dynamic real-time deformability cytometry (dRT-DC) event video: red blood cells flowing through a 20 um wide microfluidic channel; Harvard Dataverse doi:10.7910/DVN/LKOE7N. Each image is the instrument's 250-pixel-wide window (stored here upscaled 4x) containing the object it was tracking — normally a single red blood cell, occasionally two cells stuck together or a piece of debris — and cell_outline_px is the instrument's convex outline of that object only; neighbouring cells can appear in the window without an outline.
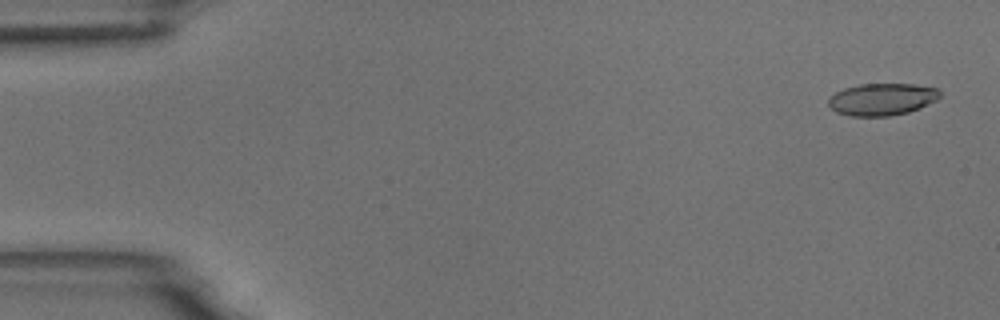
{"species": "common noctule bat (a hibernating species)", "species_latin": "Nyctalus noctula", "temperature_condition": "room temperature", "stored_images_in_passage": 5, "camera_frame_rate_fps": 3000, "um_per_image_px": 0.085, "animal": {"sex": "male", "body_mass_g": 18.8}, "frame": {"image": 1, "passage_image": 1, "time_ms": 0.0, "image_size_px": [1000, 320], "cell_outline_px": [[940, 96], [936, 100], [920, 108], [908, 112], [888, 116], [852, 116], [836, 112], [828, 104], [828, 100], [836, 92], [844, 88], [860, 84], [912, 84], [936, 88], [940, 92]], "centroid_in_image_um": [74.97, 8.44], "position_along_channel_um": 10.0, "area_um2": 20.69}}
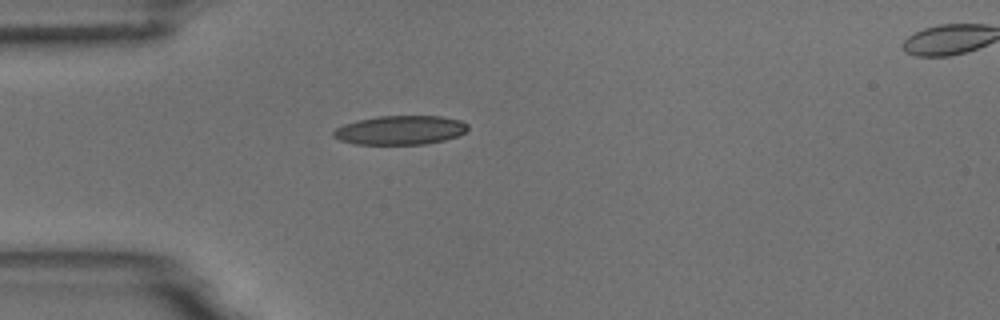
{"frame": {"image": 2, "passage_image": 4, "time_ms": 4.333, "image_size_px": [1000, 320], "cell_outline_px": [[468, 128], [464, 132], [456, 136], [444, 140], [424, 144], [356, 144], [340, 140], [332, 136], [332, 132], [336, 128], [344, 124], [356, 120], [380, 116], [440, 116], [460, 120], [468, 124]], "centroid_in_image_um": [34.0, 11.06], "position_along_channel_um": 51.0, "area_um2": 22.66}}